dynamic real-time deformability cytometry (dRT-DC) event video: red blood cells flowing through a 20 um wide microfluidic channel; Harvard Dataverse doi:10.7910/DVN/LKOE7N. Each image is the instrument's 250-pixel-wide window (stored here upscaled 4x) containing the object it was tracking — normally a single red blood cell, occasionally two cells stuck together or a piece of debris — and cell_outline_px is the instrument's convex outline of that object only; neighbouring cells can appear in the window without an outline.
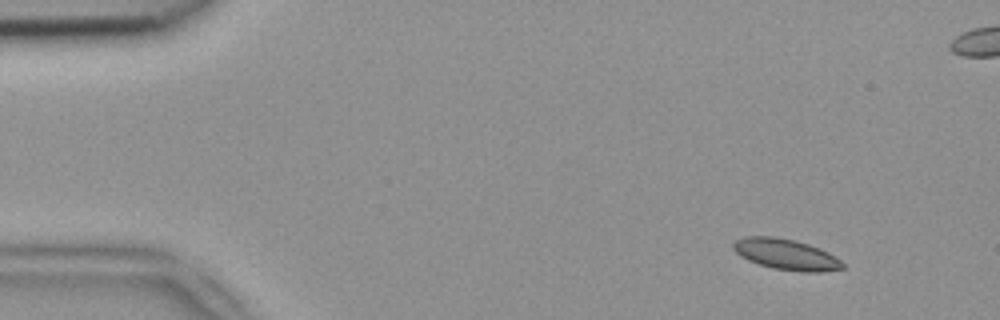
{"species": "common noctule bat (a hibernating species)", "species_latin": "Nyctalus noctula", "temperature_condition": "room temperature", "stored_images_in_passage": 53, "camera_frame_rate_fps": 3000, "um_per_image_px": 0.085, "animal": {"sex": "female", "body_mass_g": 18.4}, "frame": {"image": 1, "passage_image": 5, "time_ms": 1.333, "image_size_px": [1000, 320], "cell_outline_px": [[844, 268], [820, 272], [804, 272], [772, 268], [748, 260], [740, 256], [732, 248], [732, 244], [736, 240], [744, 236], [772, 236], [792, 240], [808, 244], [820, 248], [828, 252], [840, 260], [844, 264]], "centroid_in_image_um": [66.79, 21.62], "position_along_channel_um": 18.2, "area_um2": 19.54}}
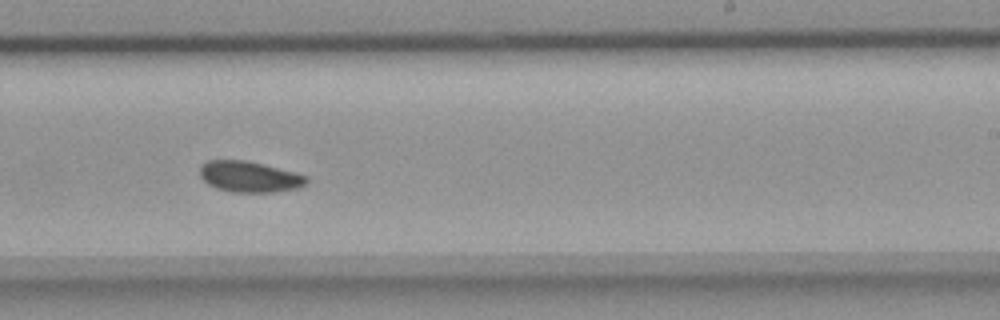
{"frame": {"image": 2, "passage_image": 32, "time_ms": 10.333, "image_size_px": [1000, 320], "cell_outline_px": [[308, 184], [296, 188], [276, 192], [228, 192], [216, 188], [208, 184], [200, 176], [200, 164], [208, 160], [244, 160], [308, 176]], "centroid_in_image_um": [21.17, 15.03], "position_along_channel_um": 267.8, "area_um2": 19.13}}
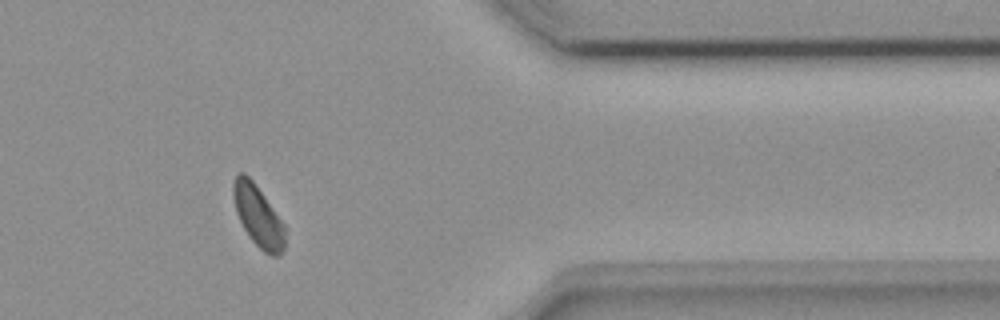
{"frame": {"image": 3, "passage_image": 43, "time_ms": 14.0, "image_size_px": [1000, 320], "cell_outline_px": [[284, 248], [280, 256], [272, 256], [264, 252], [248, 236], [236, 212], [232, 192], [232, 184], [236, 176], [240, 172], [244, 172], [252, 180], [284, 224]], "centroid_in_image_um": [21.92, 18.37], "position_along_channel_um": 389.5, "area_um2": 18.15}, "authors_computed_cell_mechanics": {"area_um2": 19.2474, "velocity_mm_per_s": 3.8595, "shape_relaxation_time_tau1_ms": 3.6645, "shape_relaxation_time_tau2_ms": 11.2069, "deformation_change_tau1": 0.0633, "deformation_change_tau2": 0.1205}}